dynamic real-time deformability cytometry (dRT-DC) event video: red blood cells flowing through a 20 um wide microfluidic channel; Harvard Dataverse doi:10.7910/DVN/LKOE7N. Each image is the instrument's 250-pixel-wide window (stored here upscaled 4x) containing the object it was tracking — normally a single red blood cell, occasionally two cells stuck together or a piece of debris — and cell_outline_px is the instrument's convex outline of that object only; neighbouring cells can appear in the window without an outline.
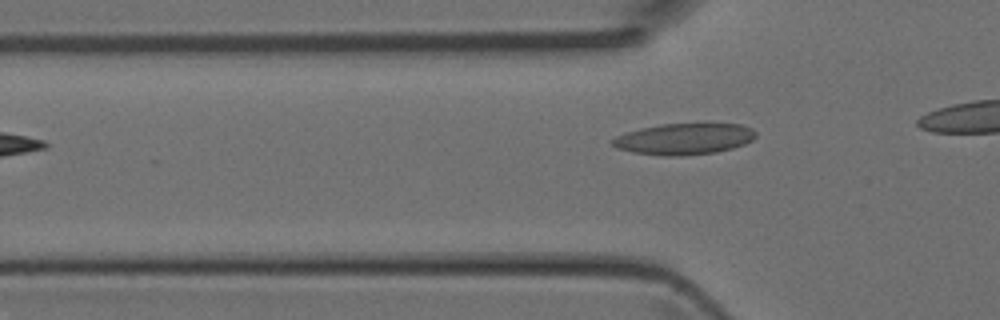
{"species": "Egyptian fruit bat (a non-hibernating species)", "species_latin": "Rousettus aegyptiacus", "temperature_condition": "room temperature", "stored_images_in_passage": 3, "camera_frame_rate_fps": 3000, "um_per_image_px": 0.085, "animal": {"sex": "female"}, "frame": {"image": 1, "passage_image": 3, "time_ms": 0.667, "image_size_px": [1000, 320], "cell_outline_px": [[756, 136], [752, 140], [744, 144], [732, 148], [716, 152], [680, 156], [664, 156], [632, 152], [616, 148], [608, 140], [616, 136], [640, 128], [660, 124], [740, 124], [752, 128], [756, 132]], "centroid_in_image_um": [58.12, 11.81], "position_along_channel_um": 67.7, "area_um2": 26.13}}